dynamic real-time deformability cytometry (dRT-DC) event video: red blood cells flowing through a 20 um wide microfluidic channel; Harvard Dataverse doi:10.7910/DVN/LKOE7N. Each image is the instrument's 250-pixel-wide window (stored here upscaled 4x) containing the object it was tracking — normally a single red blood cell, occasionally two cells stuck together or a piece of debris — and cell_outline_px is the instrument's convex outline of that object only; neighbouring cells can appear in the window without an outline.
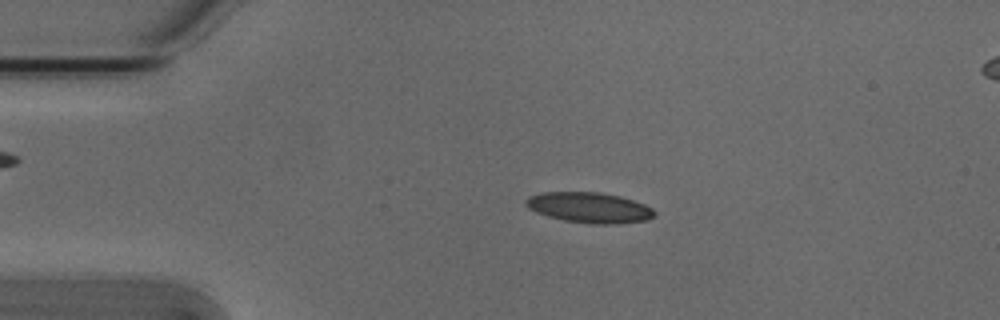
{"species": "Egyptian fruit bat (a non-hibernating species)", "species_latin": "Rousettus aegyptiacus", "temperature_condition": "cold", "stored_images_in_passage": 53, "camera_frame_rate_fps": 3000, "um_per_image_px": 0.085, "animal": {"sex": "male"}, "frame": {"image": 1, "passage_image": 11, "time_ms": 3.333, "image_size_px": [1000, 320], "cell_outline_px": [[656, 216], [648, 220], [616, 224], [592, 224], [564, 220], [548, 216], [536, 212], [528, 208], [524, 204], [524, 200], [528, 196], [540, 192], [600, 192], [620, 196], [644, 204], [652, 208], [656, 212]], "centroid_in_image_um": [50.09, 17.64], "position_along_channel_um": 34.9, "area_um2": 23.06}}
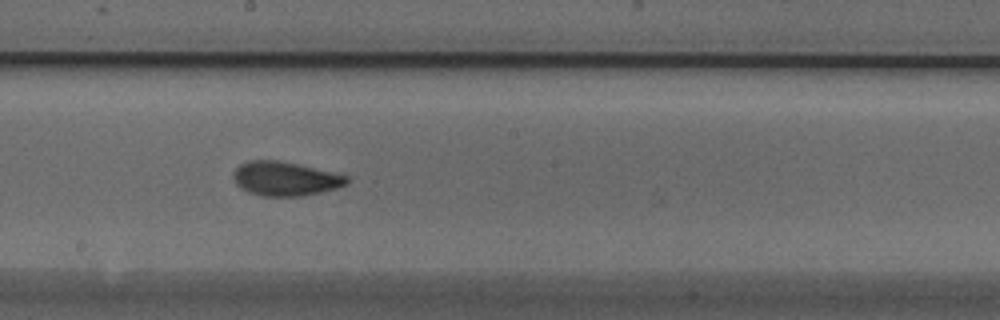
{"frame": {"image": 2, "passage_image": 29, "time_ms": 9.333, "image_size_px": [1000, 320], "cell_outline_px": [[348, 184], [336, 188], [320, 192], [300, 196], [260, 196], [248, 192], [240, 188], [236, 184], [232, 176], [232, 172], [240, 164], [248, 160], [280, 160], [332, 172], [348, 176]], "centroid_in_image_um": [24.19, 15.19], "position_along_channel_um": 224.0, "area_um2": 22.6}}
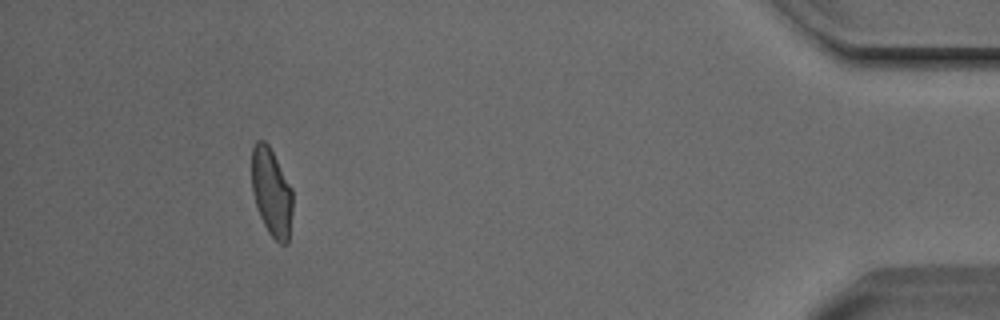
{"frame": {"image": 3, "passage_image": 49, "time_ms": 16.0, "image_size_px": [1000, 320], "cell_outline_px": [[292, 212], [288, 244], [280, 244], [268, 232], [260, 216], [252, 192], [252, 148], [256, 140], [264, 140], [268, 144], [292, 188]], "centroid_in_image_um": [23.08, 16.34], "position_along_channel_um": 412.1, "area_um2": 20.92}, "authors_computed_cell_mechanics": {"area_um2": 21.8484, "velocity_mm_per_s": 3.7953, "shape_relaxation_time_tau1_ms": 3.6317, "shape_relaxation_time_tau2_ms": 1.5158, "deformation_change_tau1": 0.1278, "deformation_change_tau2": 0.0627}}